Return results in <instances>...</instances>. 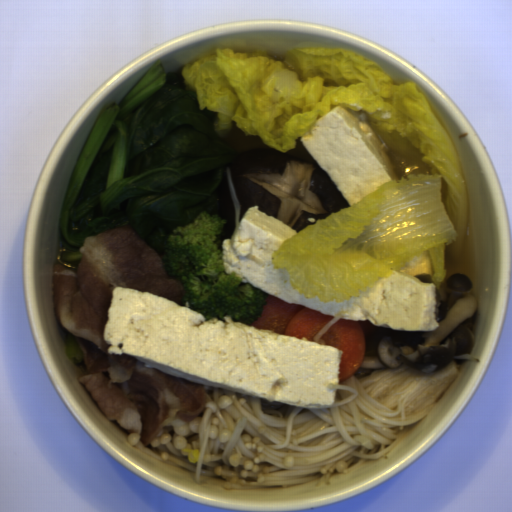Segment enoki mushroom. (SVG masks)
<instances>
[{
    "instance_id": "cea9216a",
    "label": "enoki mushroom",
    "mask_w": 512,
    "mask_h": 512,
    "mask_svg": "<svg viewBox=\"0 0 512 512\" xmlns=\"http://www.w3.org/2000/svg\"><path fill=\"white\" fill-rule=\"evenodd\" d=\"M459 374L454 359L437 372L405 364L355 374L328 390L331 408L303 409L203 384L202 410L174 419L147 445L130 432L128 445L146 456L201 475L225 489L286 488L345 474L365 461L387 459L442 398Z\"/></svg>"
},
{
    "instance_id": "6df1b440",
    "label": "enoki mushroom",
    "mask_w": 512,
    "mask_h": 512,
    "mask_svg": "<svg viewBox=\"0 0 512 512\" xmlns=\"http://www.w3.org/2000/svg\"><path fill=\"white\" fill-rule=\"evenodd\" d=\"M347 312L346 311H337L336 315H334V318L329 321L323 328H321L315 335L313 341L314 343H319L321 344L322 346L323 345H326L325 344V340L321 339L320 337L333 325L335 324L338 320H340L341 318H343V316L346 314Z\"/></svg>"
}]
</instances>
